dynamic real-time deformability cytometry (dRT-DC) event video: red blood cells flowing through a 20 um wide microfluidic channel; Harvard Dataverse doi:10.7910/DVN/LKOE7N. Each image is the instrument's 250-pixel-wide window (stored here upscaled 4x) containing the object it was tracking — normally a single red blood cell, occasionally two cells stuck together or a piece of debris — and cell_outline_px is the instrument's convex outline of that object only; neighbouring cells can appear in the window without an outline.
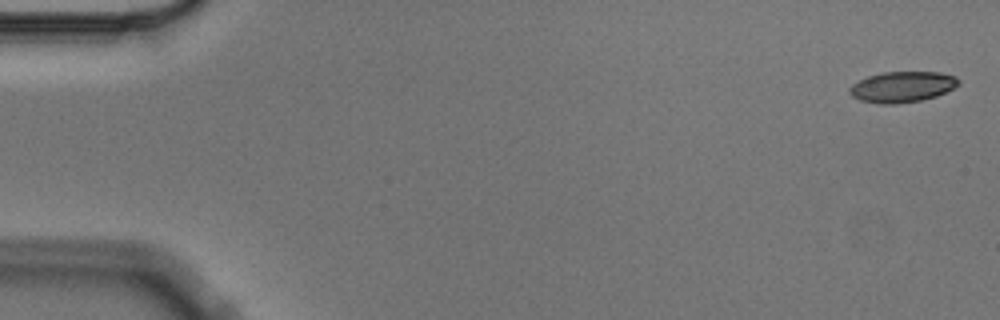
{"species": "Egyptian fruit bat (a non-hibernating species)", "species_latin": "Rousettus aegyptiacus", "temperature_condition": "cold", "stored_images_in_passage": 5, "camera_frame_rate_fps": 3000, "um_per_image_px": 0.085, "animal": {"sex": "male"}, "frame": {"image": 1, "passage_image": 1, "time_ms": 0.0, "image_size_px": [1000, 320], "cell_outline_px": [[960, 84], [936, 96], [920, 100], [896, 104], [880, 104], [860, 100], [852, 96], [848, 92], [848, 88], [852, 84], [868, 76], [884, 72], [940, 72], [956, 76], [960, 80]], "centroid_in_image_um": [76.68, 7.38], "position_along_channel_um": 8.3, "area_um2": 19.54}}
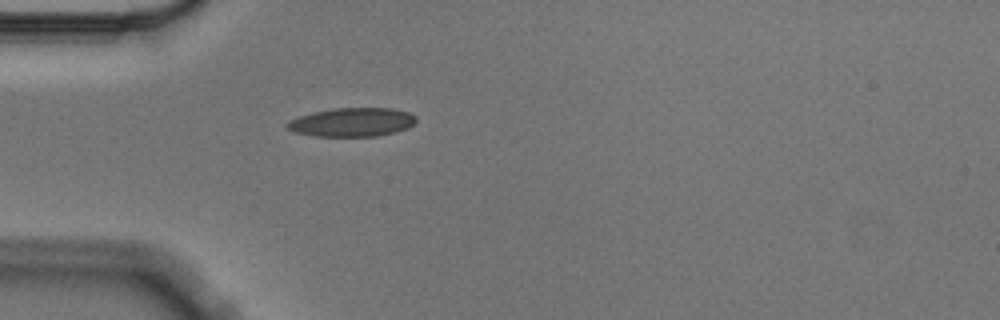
{"frame": {"image": 2, "passage_image": 5, "time_ms": 1.333, "image_size_px": [1000, 320], "cell_outline_px": [[416, 120], [408, 128], [396, 132], [376, 136], [316, 136], [296, 132], [288, 128], [284, 124], [288, 120], [312, 112], [336, 108], [392, 108], [408, 112], [416, 116]], "centroid_in_image_um": [29.93, 10.38], "position_along_channel_um": 55.1, "area_um2": 21.56}}